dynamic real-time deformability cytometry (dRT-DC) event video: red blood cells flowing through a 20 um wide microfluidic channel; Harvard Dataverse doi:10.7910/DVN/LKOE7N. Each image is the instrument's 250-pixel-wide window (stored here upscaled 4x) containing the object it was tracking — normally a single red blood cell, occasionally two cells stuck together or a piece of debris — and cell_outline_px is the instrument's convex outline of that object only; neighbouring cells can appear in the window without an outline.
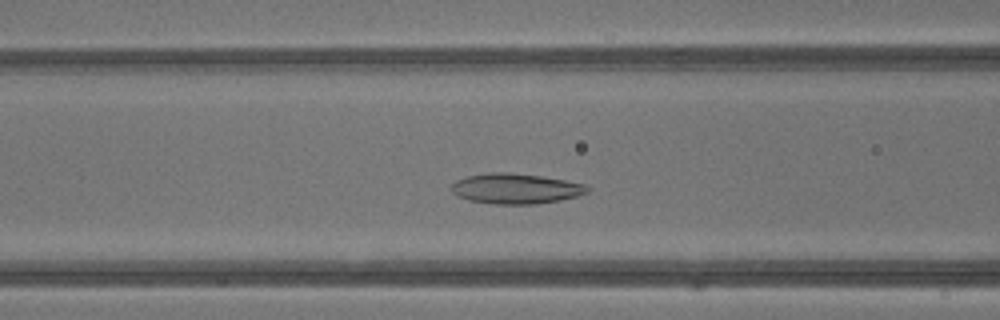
{"species": "common noctule bat (a hibernating species)", "species_latin": "Nyctalus noctula", "temperature_condition": "warm", "stored_images_in_passage": 34, "camera_frame_rate_fps": 3000, "um_per_image_px": 0.085, "animal": {"sex": "male", "body_mass_g": 13.3}, "frame": {"image": 1, "passage_image": 8, "time_ms": 2.333, "image_size_px": [1000, 320], "cell_outline_px": [[592, 188], [588, 192], [576, 196], [560, 200], [536, 204], [492, 204], [468, 200], [452, 192], [452, 184], [456, 180], [468, 176], [488, 172], [504, 172], [540, 176], [564, 180], [584, 184]], "centroid_in_image_um": [43.84, 16.03], "position_along_channel_um": 122.8, "area_um2": 23.87}}
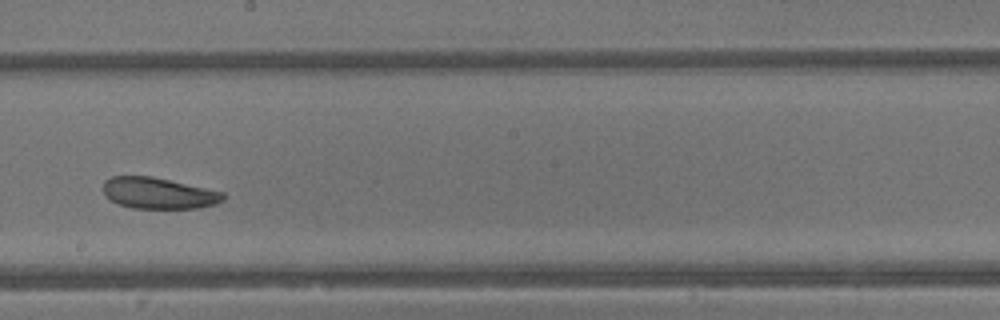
{"frame": {"image": 2, "passage_image": 15, "time_ms": 4.667, "image_size_px": [1000, 320], "cell_outline_px": [[224, 200], [216, 204], [200, 208], [132, 208], [120, 204], [112, 200], [104, 192], [104, 180], [112, 176], [152, 176], [224, 192]], "centroid_in_image_um": [13.51, 16.42], "position_along_channel_um": 234.7, "area_um2": 21.68}}
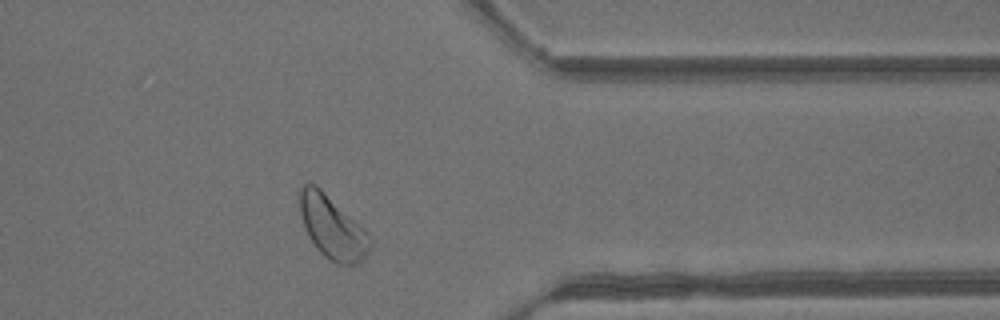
{"frame": {"image": 3, "passage_image": 25, "time_ms": 8.0, "image_size_px": [1000, 320], "cell_outline_px": [[372, 248], [356, 264], [340, 264], [324, 256], [316, 248], [308, 236], [304, 228], [300, 212], [300, 188], [304, 184], [316, 184], [360, 224], [372, 236]], "centroid_in_image_um": [28.26, 19.32], "position_along_channel_um": 383.1, "area_um2": 25.66}, "authors_computed_cell_mechanics": {"area_um2": 24.4494, "velocity_mm_per_s": 4.8133, "shape_relaxation_time_tau1_ms": null, "shape_relaxation_time_tau2_ms": 5.0018, "deformation_change_tau1": null, "deformation_change_tau2": 0.1454}}